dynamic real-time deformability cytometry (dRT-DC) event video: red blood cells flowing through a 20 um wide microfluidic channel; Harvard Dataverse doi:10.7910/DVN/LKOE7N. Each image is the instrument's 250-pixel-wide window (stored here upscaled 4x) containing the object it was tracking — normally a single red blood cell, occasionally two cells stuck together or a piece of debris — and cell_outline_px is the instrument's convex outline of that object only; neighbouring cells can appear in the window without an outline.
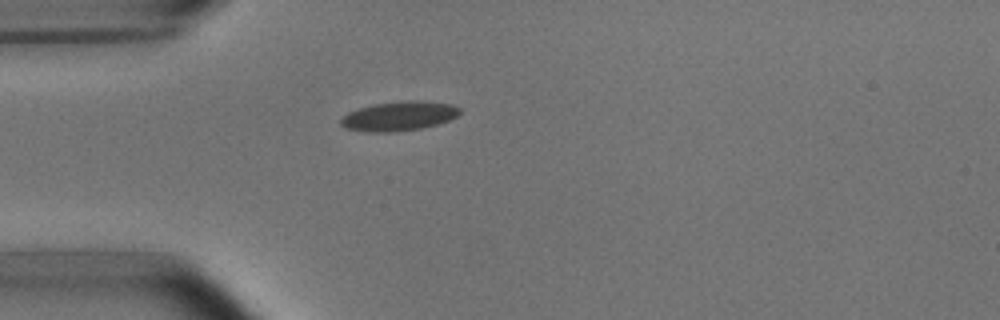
{"species": "common noctule bat (a hibernating species)", "species_latin": "Nyctalus noctula", "temperature_condition": "room temperature", "stored_images_in_passage": 1, "camera_frame_rate_fps": 3000, "um_per_image_px": 0.085, "animal": {"sex": "male", "body_mass_g": 15.6}, "frame": {"image": 1, "passage_image": 1, "time_ms": 0.0, "image_size_px": [1000, 320], "cell_outline_px": [[460, 112], [456, 116], [448, 120], [436, 124], [420, 128], [396, 132], [364, 132], [344, 128], [340, 124], [340, 120], [348, 112], [372, 104], [404, 100], [416, 100], [452, 104], [460, 108]], "centroid_in_image_um": [33.87, 9.87], "position_along_channel_um": 51.1, "area_um2": 20.4}}